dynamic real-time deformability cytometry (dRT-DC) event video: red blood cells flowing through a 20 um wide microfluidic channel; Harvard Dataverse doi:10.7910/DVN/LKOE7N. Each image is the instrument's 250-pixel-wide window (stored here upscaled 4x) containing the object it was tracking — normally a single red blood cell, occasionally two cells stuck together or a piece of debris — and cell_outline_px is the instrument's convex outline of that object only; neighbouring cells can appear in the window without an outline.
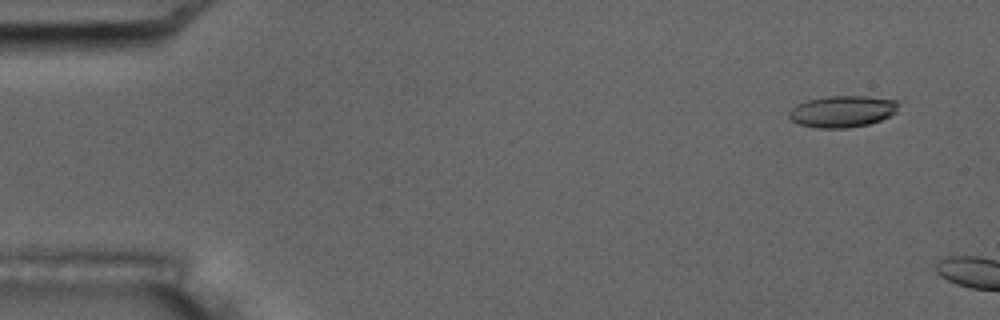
{"species": "common noctule bat (a hibernating species)", "species_latin": "Nyctalus noctula", "temperature_condition": "room temperature", "stored_images_in_passage": 3, "camera_frame_rate_fps": 3000, "um_per_image_px": 0.085, "animal": {"sex": "male", "body_mass_g": 17.5, "forearm_length_mm": 52.3}, "frame": {"image": 1, "passage_image": 2, "time_ms": 1.0, "image_size_px": [1000, 320], "cell_outline_px": [[900, 104], [896, 112], [880, 120], [868, 124], [848, 128], [816, 128], [796, 124], [788, 116], [788, 112], [796, 104], [808, 100], [828, 96], [868, 96], [900, 100]], "centroid_in_image_um": [71.61, 9.47], "position_along_channel_um": 13.4, "area_um2": 20.4}}